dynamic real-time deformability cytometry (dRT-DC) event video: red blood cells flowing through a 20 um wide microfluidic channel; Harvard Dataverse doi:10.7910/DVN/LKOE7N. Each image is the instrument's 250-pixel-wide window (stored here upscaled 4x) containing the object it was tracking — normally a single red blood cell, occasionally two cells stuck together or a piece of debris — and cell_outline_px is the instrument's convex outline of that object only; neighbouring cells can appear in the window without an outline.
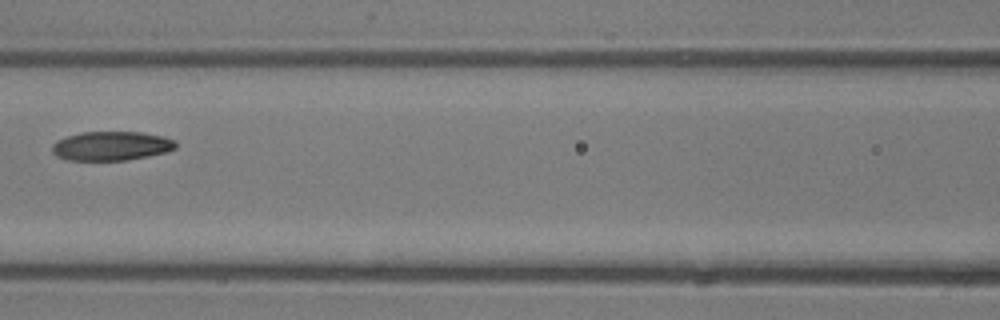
{"species": "common noctule bat (a hibernating species)", "species_latin": "Nyctalus noctula", "temperature_condition": "room temperature", "stored_images_in_passage": 5, "camera_frame_rate_fps": 3000, "um_per_image_px": 0.085, "animal": {"sex": "male", "body_mass_g": 13.3}, "frame": {"image": 1, "passage_image": 5, "time_ms": 4.667, "image_size_px": [1000, 320], "cell_outline_px": [[176, 148], [168, 152], [128, 160], [68, 160], [56, 156], [52, 152], [52, 144], [56, 140], [80, 132], [140, 132], [160, 136], [176, 140]], "centroid_in_image_um": [9.45, 12.41], "position_along_channel_um": 157.1, "area_um2": 21.04}}